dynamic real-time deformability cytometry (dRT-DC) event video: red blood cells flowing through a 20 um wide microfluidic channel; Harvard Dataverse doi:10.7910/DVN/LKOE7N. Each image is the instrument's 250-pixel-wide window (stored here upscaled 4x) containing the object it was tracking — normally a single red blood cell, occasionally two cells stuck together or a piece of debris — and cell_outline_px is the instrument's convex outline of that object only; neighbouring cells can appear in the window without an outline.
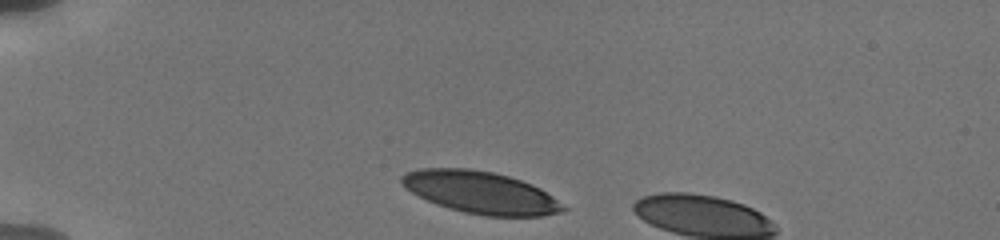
{"species": "human", "species_latin": "Homo sapiens", "temperature_condition": "cold", "stored_images_in_passage": 2, "camera_frame_rate_fps": 3000, "um_per_image_px": 0.085, "donor": {"sex": "male"}, "frame": {"image": 1, "passage_image": 1, "time_ms": 0.0, "image_size_px": [1000, 240], "cell_outline_px": [[568, 208], [560, 212], [544, 216], [484, 216], [464, 212], [448, 208], [436, 204], [412, 192], [400, 180], [400, 176], [408, 172], [420, 168], [468, 168], [492, 172], [508, 176], [532, 184], [540, 188], [552, 196]], "centroid_in_image_um": [40.88, 16.36], "position_along_channel_um": 44.1, "area_um2": 39.42}}